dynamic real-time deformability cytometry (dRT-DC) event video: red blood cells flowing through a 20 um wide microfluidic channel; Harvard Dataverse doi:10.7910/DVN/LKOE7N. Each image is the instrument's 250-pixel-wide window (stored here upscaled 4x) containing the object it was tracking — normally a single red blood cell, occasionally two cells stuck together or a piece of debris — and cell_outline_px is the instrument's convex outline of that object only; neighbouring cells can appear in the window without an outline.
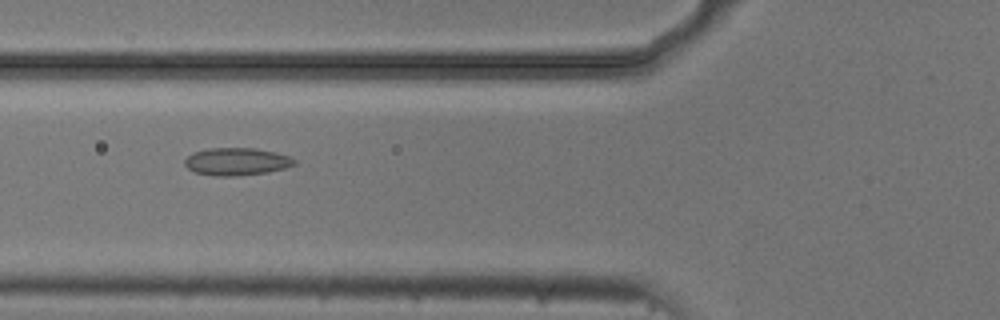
{"species": "common noctule bat (a hibernating species)", "species_latin": "Nyctalus noctula", "temperature_condition": "cold", "stored_images_in_passage": 38, "camera_frame_rate_fps": 3000, "um_per_image_px": 0.085, "animal": {"sex": "male", "body_mass_g": 20.5, "forearm_length_mm": 52.5}, "frame": {"image": 1, "passage_image": 4, "time_ms": 1.0, "image_size_px": [1000, 320], "cell_outline_px": [[296, 164], [284, 168], [268, 172], [236, 176], [212, 176], [196, 172], [188, 168], [184, 164], [184, 160], [192, 152], [208, 148], [256, 148], [276, 152], [288, 156], [296, 160]], "centroid_in_image_um": [20.1, 13.73], "position_along_channel_um": 105.7, "area_um2": 17.69}}
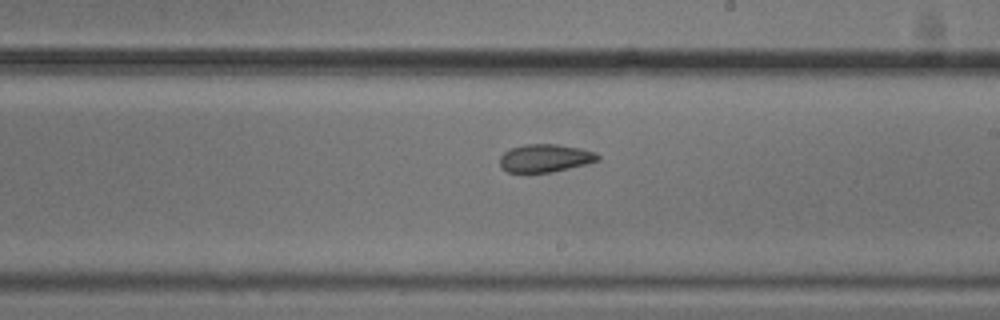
{"frame": {"image": 2, "passage_image": 15, "time_ms": 4.667, "image_size_px": [1000, 320], "cell_outline_px": [[600, 160], [568, 168], [548, 172], [508, 172], [500, 168], [500, 156], [508, 148], [524, 144], [556, 144], [580, 148], [596, 152], [600, 156]], "centroid_in_image_um": [46.3, 13.42], "position_along_channel_um": 242.7, "area_um2": 15.95}}
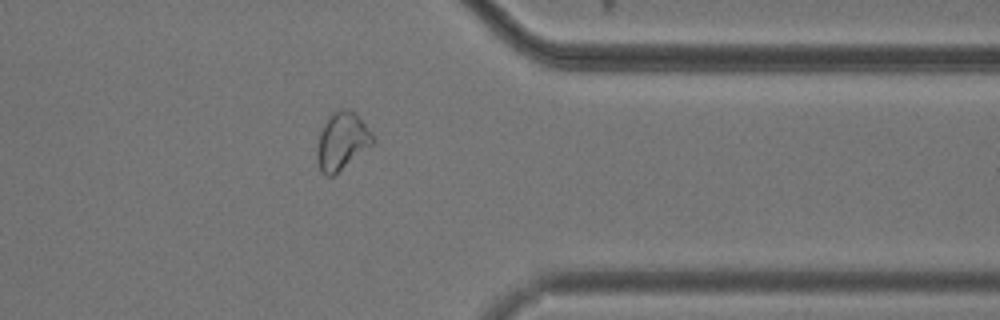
{"frame": {"image": 3, "passage_image": 27, "time_ms": 8.667, "image_size_px": [1000, 320], "cell_outline_px": [[376, 140], [372, 144], [332, 176], [324, 176], [320, 172], [316, 156], [316, 148], [320, 132], [324, 124], [332, 112], [340, 108], [348, 108], [356, 112], [372, 132]], "centroid_in_image_um": [29.05, 11.96], "position_along_channel_um": 382.3, "area_um2": 18.73}, "authors_computed_cell_mechanics": {"area_um2": 16.7042, "velocity_mm_per_s": 3.7375, "shape_relaxation_time_tau1_ms": null, "shape_relaxation_time_tau2_ms": 3.742, "deformation_change_tau1": null, "deformation_change_tau2": 0.0798}}